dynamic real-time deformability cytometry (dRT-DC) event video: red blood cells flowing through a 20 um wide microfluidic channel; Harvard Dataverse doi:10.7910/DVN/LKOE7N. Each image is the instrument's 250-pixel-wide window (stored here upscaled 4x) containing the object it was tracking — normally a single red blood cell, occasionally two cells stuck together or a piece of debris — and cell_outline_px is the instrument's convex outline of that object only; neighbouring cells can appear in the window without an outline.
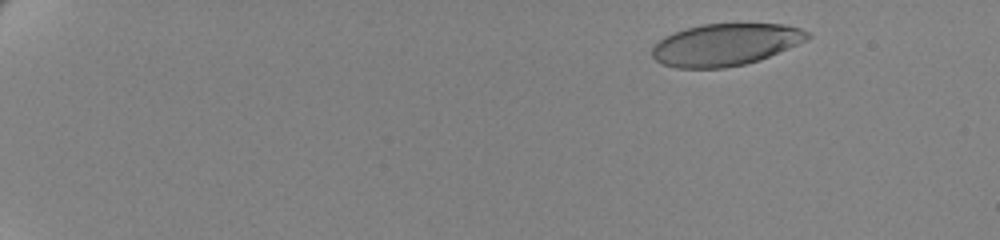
{"species": "human", "species_latin": "Homo sapiens", "temperature_condition": "cold", "stored_images_in_passage": 59, "camera_frame_rate_fps": 3000, "um_per_image_px": 0.085, "donor": {"sex": "female"}, "frame": {"image": 1, "passage_image": 6, "time_ms": 1.667, "image_size_px": [1000, 240], "cell_outline_px": [[812, 36], [788, 48], [760, 60], [744, 64], [724, 68], [676, 68], [664, 64], [656, 60], [652, 56], [652, 48], [664, 36], [688, 28], [704, 24], [784, 24], [800, 28], [808, 32]], "centroid_in_image_um": [61.66, 3.8], "position_along_channel_um": 23.3, "area_um2": 37.69}}
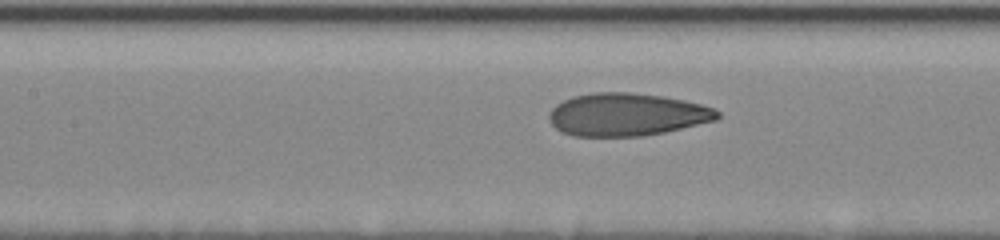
{"frame": {"image": 2, "passage_image": 30, "time_ms": 9.667, "image_size_px": [1000, 240], "cell_outline_px": [[720, 116], [716, 120], [664, 132], [644, 136], [572, 136], [560, 132], [548, 120], [548, 112], [556, 104], [572, 96], [592, 92], [632, 92], [660, 96], [684, 100], [700, 104], [712, 108], [720, 112]], "centroid_in_image_um": [53.23, 9.73], "position_along_channel_um": 154.2, "area_um2": 42.08}}
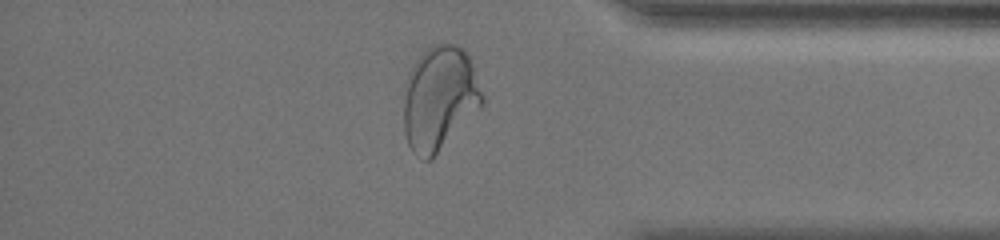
{"frame": {"image": 3, "passage_image": 52, "time_ms": 17.0, "image_size_px": [1000, 240], "cell_outline_px": [[484, 104], [432, 160], [424, 160], [416, 156], [412, 152], [408, 144], [404, 132], [404, 84], [408, 72], [412, 64], [432, 44], [456, 44], [464, 48], [472, 64], [484, 96]], "centroid_in_image_um": [37.34, 8.37], "position_along_channel_um": 397.9, "area_um2": 48.21}, "authors_computed_cell_mechanics": {"area_um2": 41.5582, "velocity_mm_per_s": 3.4371, "shape_relaxation_time_tau1_ms": 4.6416, "shape_relaxation_time_tau2_ms": null, "deformation_change_tau1": 0.1786, "deformation_change_tau2": null}}